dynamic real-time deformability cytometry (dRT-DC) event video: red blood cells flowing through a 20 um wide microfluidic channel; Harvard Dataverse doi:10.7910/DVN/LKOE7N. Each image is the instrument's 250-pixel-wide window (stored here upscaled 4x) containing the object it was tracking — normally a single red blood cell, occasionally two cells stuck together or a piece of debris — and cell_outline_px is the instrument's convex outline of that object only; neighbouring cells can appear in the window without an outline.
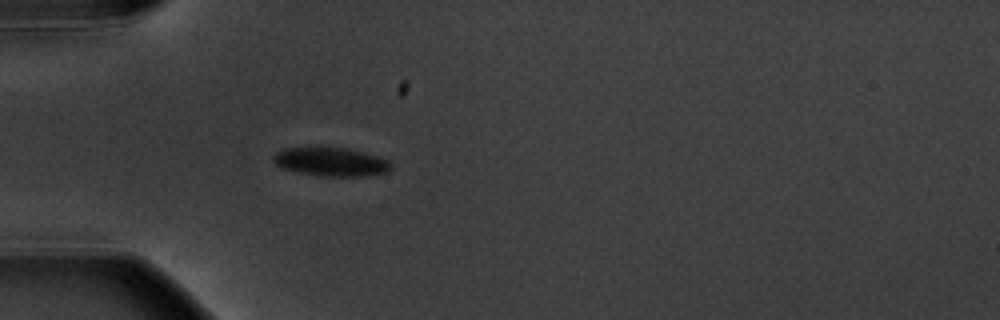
{"species": "common noctule bat (a hibernating species)", "species_latin": "Nyctalus noctula", "temperature_condition": "warm", "stored_images_in_passage": 5, "camera_frame_rate_fps": 3000, "um_per_image_px": 0.085, "animal": {"sex": "male", "body_mass_g": 20.1, "forearm_length_mm": 53.5}, "frame": {"image": 1, "passage_image": 5, "time_ms": 5.333, "image_size_px": [1000, 320], "cell_outline_px": [[392, 168], [388, 172], [364, 176], [316, 176], [280, 168], [272, 160], [272, 156], [276, 152], [284, 148], [348, 148], [376, 156], [388, 160], [392, 164]], "centroid_in_image_um": [28.11, 13.77], "position_along_channel_um": 56.9, "area_um2": 19.65}}